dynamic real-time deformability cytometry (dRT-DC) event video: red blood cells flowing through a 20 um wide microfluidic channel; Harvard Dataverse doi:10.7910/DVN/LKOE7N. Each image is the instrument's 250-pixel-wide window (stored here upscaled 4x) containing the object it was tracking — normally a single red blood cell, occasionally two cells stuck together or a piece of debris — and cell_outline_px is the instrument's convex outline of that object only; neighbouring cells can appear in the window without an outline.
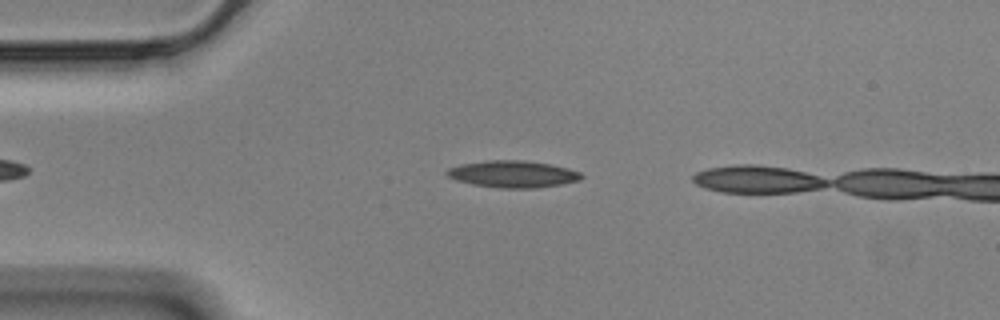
{"species": "Egyptian fruit bat (a non-hibernating species)", "species_latin": "Rousettus aegyptiacus", "temperature_condition": "cold", "stored_images_in_passage": 9, "camera_frame_rate_fps": 3000, "um_per_image_px": 0.085, "animal": {"sex": "male"}, "frame": {"image": 1, "passage_image": 6, "time_ms": 1.667, "image_size_px": [1000, 320], "cell_outline_px": [[584, 176], [580, 180], [560, 184], [536, 188], [500, 188], [472, 184], [456, 180], [448, 176], [444, 172], [448, 168], [460, 164], [488, 160], [524, 160], [548, 164], [568, 168], [580, 172]], "centroid_in_image_um": [43.57, 14.79], "position_along_channel_um": 41.4, "area_um2": 21.04}}